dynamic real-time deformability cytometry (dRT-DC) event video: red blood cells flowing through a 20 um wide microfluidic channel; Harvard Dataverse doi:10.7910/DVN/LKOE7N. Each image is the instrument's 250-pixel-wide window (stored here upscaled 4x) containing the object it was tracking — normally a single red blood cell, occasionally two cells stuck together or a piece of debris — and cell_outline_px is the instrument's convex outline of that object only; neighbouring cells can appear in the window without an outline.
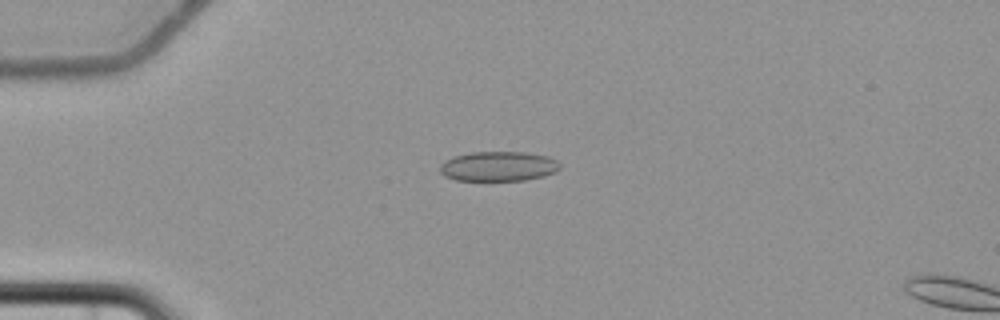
{"species": "common noctule bat (a hibernating species)", "species_latin": "Nyctalus noctula", "temperature_condition": "cold", "stored_images_in_passage": 5, "camera_frame_rate_fps": 3000, "um_per_image_px": 0.085, "animal": {"sex": "female", "body_mass_g": 22.7, "forearm_length_mm": 54.2}, "frame": {"image": 1, "passage_image": 4, "time_ms": 5.0, "image_size_px": [1000, 320], "cell_outline_px": [[560, 168], [556, 172], [544, 176], [524, 180], [456, 180], [444, 176], [440, 172], [440, 164], [444, 160], [452, 156], [472, 152], [524, 152], [548, 156], [556, 160], [560, 164]], "centroid_in_image_um": [42.35, 14.13], "position_along_channel_um": 42.6, "area_um2": 20.92}}